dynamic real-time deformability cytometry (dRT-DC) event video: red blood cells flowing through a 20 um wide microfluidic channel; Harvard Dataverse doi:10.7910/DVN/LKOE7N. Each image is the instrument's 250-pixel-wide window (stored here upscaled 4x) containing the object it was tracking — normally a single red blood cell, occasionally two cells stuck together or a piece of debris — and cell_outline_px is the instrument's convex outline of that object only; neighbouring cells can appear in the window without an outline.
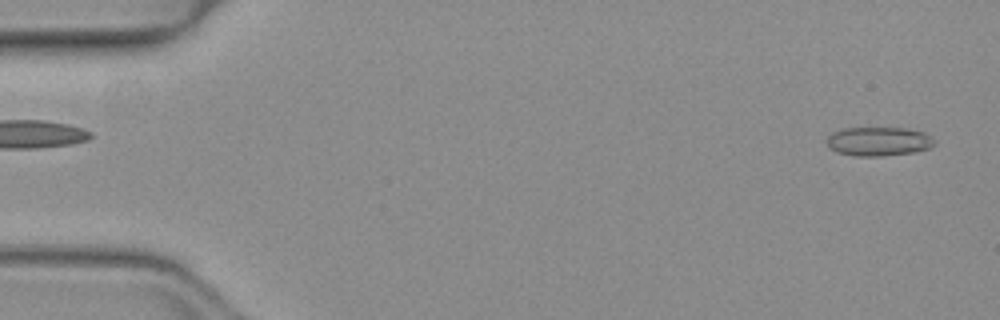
{"species": "common noctule bat (a hibernating species)", "species_latin": "Nyctalus noctula", "temperature_condition": "warm", "stored_images_in_passage": 51, "camera_frame_rate_fps": 3000, "um_per_image_px": 0.085, "animal": {"sex": "female", "body_mass_g": 19.3, "forearm_length_mm": 54.1}, "frame": {"image": 1, "passage_image": 2, "time_ms": 0.333, "image_size_px": [1000, 320], "cell_outline_px": [[936, 144], [928, 148], [912, 152], [884, 156], [852, 156], [836, 152], [828, 148], [828, 136], [832, 132], [840, 128], [908, 128], [924, 132], [936, 140]], "centroid_in_image_um": [74.67, 12.02], "position_along_channel_um": 10.3, "area_um2": 18.38}}
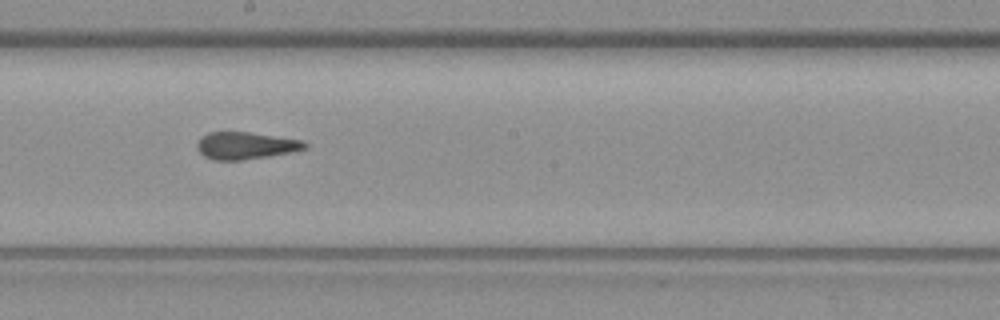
{"frame": {"image": 2, "passage_image": 28, "time_ms": 9.0, "image_size_px": [1000, 320], "cell_outline_px": [[308, 148], [292, 152], [268, 156], [240, 160], [216, 160], [204, 156], [196, 148], [196, 144], [200, 136], [208, 132], [248, 132], [304, 140], [308, 144]], "centroid_in_image_um": [20.88, 12.37], "position_along_channel_um": 227.3, "area_um2": 17.17}}
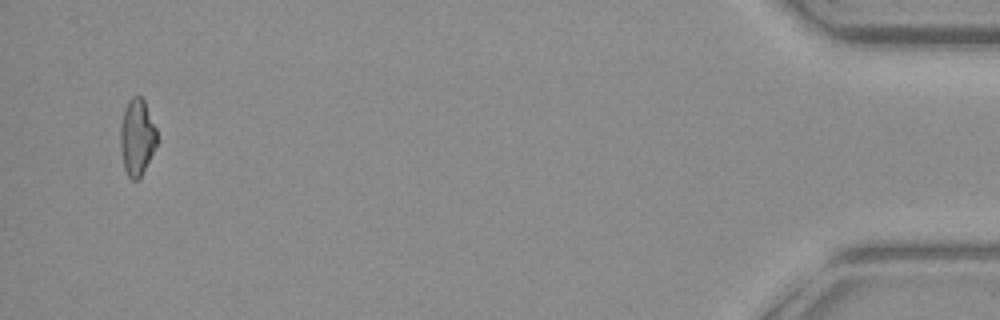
{"frame": {"image": 3, "passage_image": 49, "time_ms": 16.0, "image_size_px": [1000, 320], "cell_outline_px": [[156, 144], [140, 180], [132, 180], [128, 176], [124, 168], [120, 144], [120, 128], [124, 108], [128, 100], [132, 96], [140, 96], [144, 100], [156, 128]], "centroid_in_image_um": [11.63, 11.67], "position_along_channel_um": 423.6, "area_um2": 16.24}}